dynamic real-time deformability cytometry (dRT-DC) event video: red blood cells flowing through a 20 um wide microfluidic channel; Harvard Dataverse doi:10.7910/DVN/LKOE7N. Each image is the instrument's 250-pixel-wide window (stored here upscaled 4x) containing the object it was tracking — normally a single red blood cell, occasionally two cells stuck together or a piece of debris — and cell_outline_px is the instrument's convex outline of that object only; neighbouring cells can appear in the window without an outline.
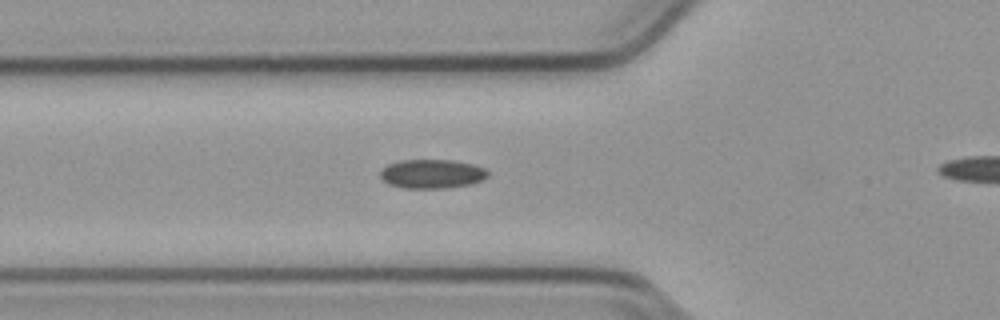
{"species": "common noctule bat (a hibernating species)", "species_latin": "Nyctalus noctula", "temperature_condition": "cold", "stored_images_in_passage": 34, "camera_frame_rate_fps": 3000, "um_per_image_px": 0.085, "animal": {"sex": "male", "body_mass_g": 23.1, "forearm_length_mm": 52.7}, "frame": {"image": 1, "passage_image": 6, "time_ms": 1.667, "image_size_px": [1000, 320], "cell_outline_px": [[488, 176], [472, 184], [444, 188], [404, 188], [388, 184], [380, 176], [380, 172], [388, 164], [404, 160], [452, 160], [472, 164], [484, 168], [488, 172]], "centroid_in_image_um": [36.72, 14.78], "position_along_channel_um": 89.1, "area_um2": 18.03}}
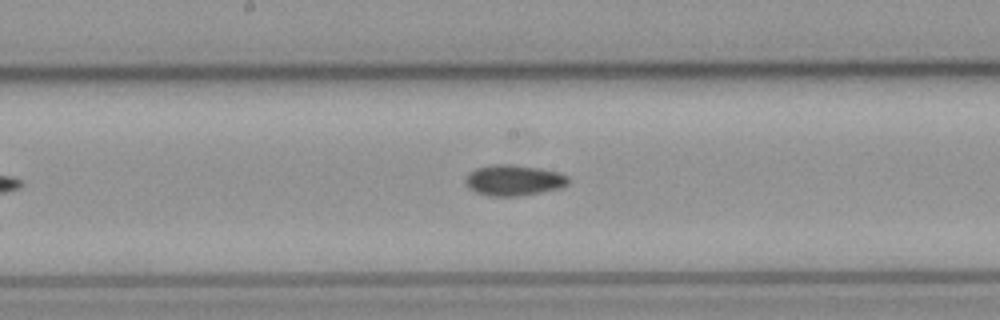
{"frame": {"image": 2, "passage_image": 15, "time_ms": 4.667, "image_size_px": [1000, 320], "cell_outline_px": [[568, 184], [560, 188], [516, 196], [492, 196], [476, 192], [468, 188], [464, 184], [464, 180], [468, 172], [476, 168], [488, 164], [512, 164], [540, 168], [560, 172], [568, 176]], "centroid_in_image_um": [43.62, 15.3], "position_along_channel_um": 204.6, "area_um2": 18.61}}
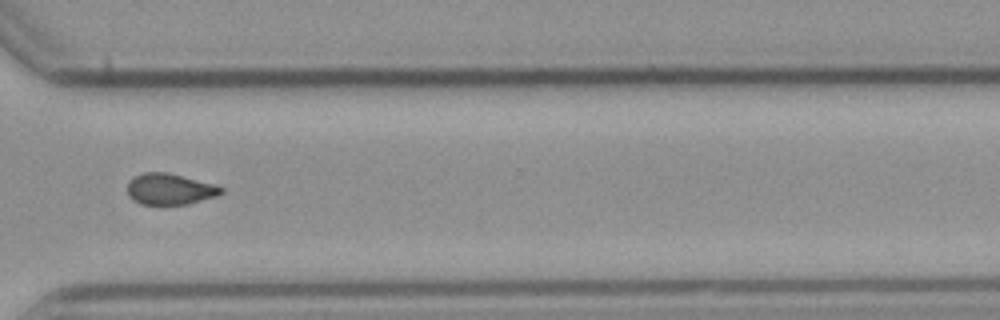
{"frame": {"image": 3, "passage_image": 27, "time_ms": 8.667, "image_size_px": [1000, 320], "cell_outline_px": [[224, 192], [220, 196], [188, 204], [140, 204], [132, 200], [128, 196], [128, 180], [144, 172], [168, 172], [212, 184], [224, 188]], "centroid_in_image_um": [14.45, 16.08], "position_along_channel_um": 356.2, "area_um2": 17.11}}